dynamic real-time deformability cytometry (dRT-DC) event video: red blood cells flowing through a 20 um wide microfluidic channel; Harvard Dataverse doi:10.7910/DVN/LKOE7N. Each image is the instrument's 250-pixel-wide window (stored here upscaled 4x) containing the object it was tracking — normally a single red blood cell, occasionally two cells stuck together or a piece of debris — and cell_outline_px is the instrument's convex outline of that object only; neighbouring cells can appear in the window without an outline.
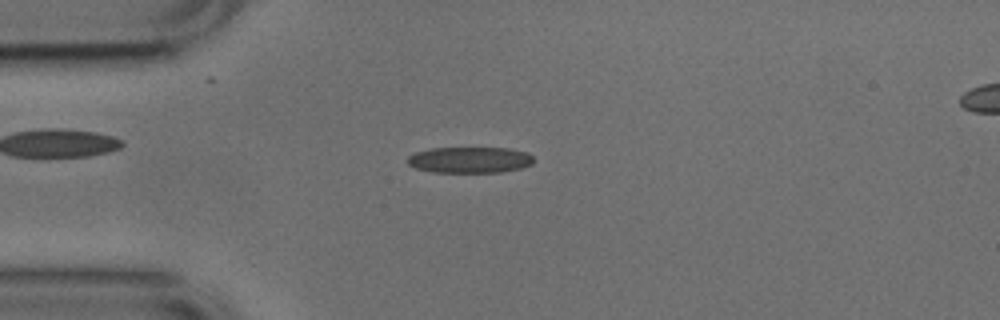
{"species": "common noctule bat (a hibernating species)", "species_latin": "Nyctalus noctula", "temperature_condition": "cold", "stored_images_in_passage": 51, "camera_frame_rate_fps": 3000, "um_per_image_px": 0.085, "animal": {"sex": "male", "body_mass_g": 17.9, "forearm_length_mm": 54.2}, "frame": {"image": 1, "passage_image": 12, "time_ms": 3.667, "image_size_px": [1000, 320], "cell_outline_px": [[532, 164], [520, 168], [500, 172], [432, 172], [416, 168], [408, 164], [408, 156], [416, 152], [432, 148], [508, 148], [528, 152], [532, 156]], "centroid_in_image_um": [39.93, 13.59], "position_along_channel_um": 45.1, "area_um2": 19.07}}
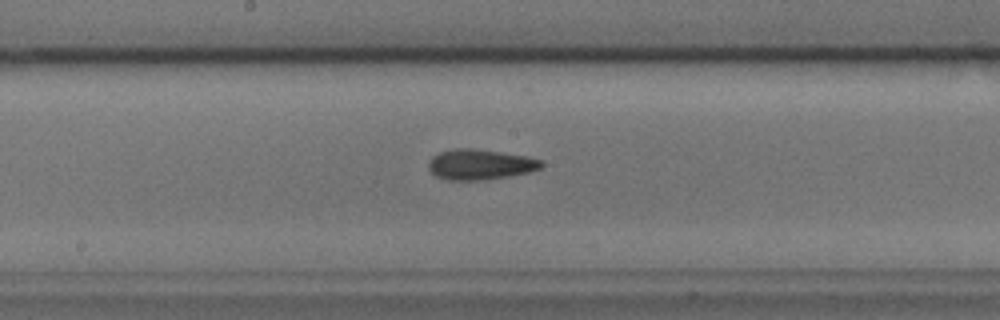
{"frame": {"image": 2, "passage_image": 26, "time_ms": 8.333, "image_size_px": [1000, 320], "cell_outline_px": [[544, 164], [540, 168], [528, 172], [508, 176], [484, 180], [448, 180], [436, 176], [428, 168], [428, 164], [432, 156], [440, 152], [456, 148], [472, 148], [528, 156], [544, 160]], "centroid_in_image_um": [40.82, 13.97], "position_along_channel_um": 207.4, "area_um2": 20.0}}
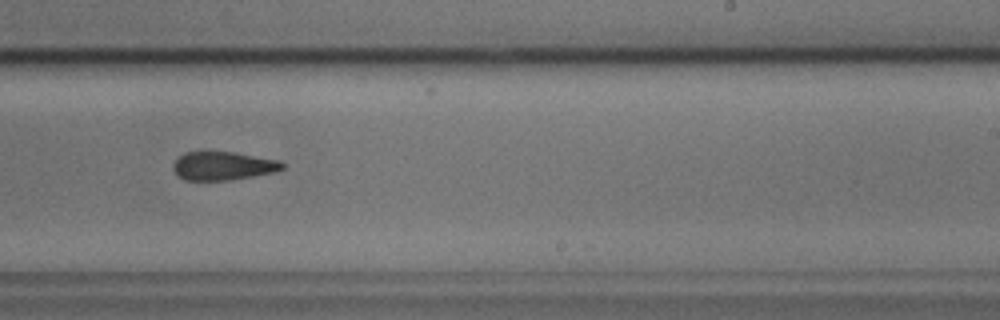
{"frame": {"image": 3, "passage_image": 31, "time_ms": 10.0, "image_size_px": [1000, 320], "cell_outline_px": [[284, 168], [276, 172], [228, 180], [184, 180], [176, 176], [172, 168], [172, 164], [184, 152], [200, 148], [232, 152], [280, 160], [284, 164]], "centroid_in_image_um": [18.88, 14.06], "position_along_channel_um": 270.1, "area_um2": 18.84}, "authors_computed_cell_mechanics": {"area_um2": 19.074, "velocity_mm_per_s": 3.7807, "shape_relaxation_time_tau1_ms": 2.9062, "shape_relaxation_time_tau2_ms": 3.9025, "deformation_change_tau1": 0.1148, "deformation_change_tau2": 0.1236}}